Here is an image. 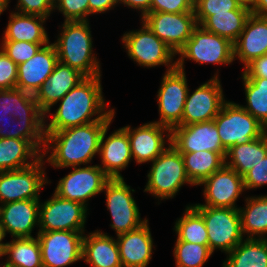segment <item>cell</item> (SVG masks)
<instances>
[{
    "instance_id": "obj_41",
    "label": "cell",
    "mask_w": 267,
    "mask_h": 267,
    "mask_svg": "<svg viewBox=\"0 0 267 267\" xmlns=\"http://www.w3.org/2000/svg\"><path fill=\"white\" fill-rule=\"evenodd\" d=\"M48 43H30L26 41L2 40L1 49L17 65L26 62L33 57L36 52Z\"/></svg>"
},
{
    "instance_id": "obj_4",
    "label": "cell",
    "mask_w": 267,
    "mask_h": 267,
    "mask_svg": "<svg viewBox=\"0 0 267 267\" xmlns=\"http://www.w3.org/2000/svg\"><path fill=\"white\" fill-rule=\"evenodd\" d=\"M167 145L152 161L144 189L160 201L175 197L185 183L194 186L187 177L181 153L171 143Z\"/></svg>"
},
{
    "instance_id": "obj_51",
    "label": "cell",
    "mask_w": 267,
    "mask_h": 267,
    "mask_svg": "<svg viewBox=\"0 0 267 267\" xmlns=\"http://www.w3.org/2000/svg\"><path fill=\"white\" fill-rule=\"evenodd\" d=\"M241 7L247 8L250 11L253 9L256 0H235Z\"/></svg>"
},
{
    "instance_id": "obj_47",
    "label": "cell",
    "mask_w": 267,
    "mask_h": 267,
    "mask_svg": "<svg viewBox=\"0 0 267 267\" xmlns=\"http://www.w3.org/2000/svg\"><path fill=\"white\" fill-rule=\"evenodd\" d=\"M245 77H262L267 79V54L253 59L244 67Z\"/></svg>"
},
{
    "instance_id": "obj_44",
    "label": "cell",
    "mask_w": 267,
    "mask_h": 267,
    "mask_svg": "<svg viewBox=\"0 0 267 267\" xmlns=\"http://www.w3.org/2000/svg\"><path fill=\"white\" fill-rule=\"evenodd\" d=\"M8 0V6L9 2ZM15 9L18 13L39 15L48 18L54 9V0H18Z\"/></svg>"
},
{
    "instance_id": "obj_19",
    "label": "cell",
    "mask_w": 267,
    "mask_h": 267,
    "mask_svg": "<svg viewBox=\"0 0 267 267\" xmlns=\"http://www.w3.org/2000/svg\"><path fill=\"white\" fill-rule=\"evenodd\" d=\"M122 128L128 134L132 157L137 164L152 162L167 148L166 142L171 143V129L156 122L134 129L130 125Z\"/></svg>"
},
{
    "instance_id": "obj_12",
    "label": "cell",
    "mask_w": 267,
    "mask_h": 267,
    "mask_svg": "<svg viewBox=\"0 0 267 267\" xmlns=\"http://www.w3.org/2000/svg\"><path fill=\"white\" fill-rule=\"evenodd\" d=\"M85 232L38 231L43 267H66L82 260V240Z\"/></svg>"
},
{
    "instance_id": "obj_5",
    "label": "cell",
    "mask_w": 267,
    "mask_h": 267,
    "mask_svg": "<svg viewBox=\"0 0 267 267\" xmlns=\"http://www.w3.org/2000/svg\"><path fill=\"white\" fill-rule=\"evenodd\" d=\"M213 120L227 151L234 145L246 144L267 132L264 125L234 101H226Z\"/></svg>"
},
{
    "instance_id": "obj_10",
    "label": "cell",
    "mask_w": 267,
    "mask_h": 267,
    "mask_svg": "<svg viewBox=\"0 0 267 267\" xmlns=\"http://www.w3.org/2000/svg\"><path fill=\"white\" fill-rule=\"evenodd\" d=\"M44 158L28 167L0 172V204L40 199V190L51 183L46 177Z\"/></svg>"
},
{
    "instance_id": "obj_30",
    "label": "cell",
    "mask_w": 267,
    "mask_h": 267,
    "mask_svg": "<svg viewBox=\"0 0 267 267\" xmlns=\"http://www.w3.org/2000/svg\"><path fill=\"white\" fill-rule=\"evenodd\" d=\"M267 155V132L246 144L234 145L226 153L225 165L244 176ZM230 161H229V160Z\"/></svg>"
},
{
    "instance_id": "obj_37",
    "label": "cell",
    "mask_w": 267,
    "mask_h": 267,
    "mask_svg": "<svg viewBox=\"0 0 267 267\" xmlns=\"http://www.w3.org/2000/svg\"><path fill=\"white\" fill-rule=\"evenodd\" d=\"M242 80L247 104L240 106L267 128V79L242 74Z\"/></svg>"
},
{
    "instance_id": "obj_6",
    "label": "cell",
    "mask_w": 267,
    "mask_h": 267,
    "mask_svg": "<svg viewBox=\"0 0 267 267\" xmlns=\"http://www.w3.org/2000/svg\"><path fill=\"white\" fill-rule=\"evenodd\" d=\"M180 57L176 60L177 68L184 71V60L190 59L203 64H226L234 61L233 43L215 33L206 31L197 25L185 46L177 53Z\"/></svg>"
},
{
    "instance_id": "obj_18",
    "label": "cell",
    "mask_w": 267,
    "mask_h": 267,
    "mask_svg": "<svg viewBox=\"0 0 267 267\" xmlns=\"http://www.w3.org/2000/svg\"><path fill=\"white\" fill-rule=\"evenodd\" d=\"M171 144L180 153L211 151L227 153L223 147L214 120L191 125H177L171 129Z\"/></svg>"
},
{
    "instance_id": "obj_14",
    "label": "cell",
    "mask_w": 267,
    "mask_h": 267,
    "mask_svg": "<svg viewBox=\"0 0 267 267\" xmlns=\"http://www.w3.org/2000/svg\"><path fill=\"white\" fill-rule=\"evenodd\" d=\"M188 89L185 71L177 67L166 71L157 92L160 119L154 122L170 129L179 125L182 121Z\"/></svg>"
},
{
    "instance_id": "obj_42",
    "label": "cell",
    "mask_w": 267,
    "mask_h": 267,
    "mask_svg": "<svg viewBox=\"0 0 267 267\" xmlns=\"http://www.w3.org/2000/svg\"><path fill=\"white\" fill-rule=\"evenodd\" d=\"M64 16V21H88L89 0H54V9Z\"/></svg>"
},
{
    "instance_id": "obj_17",
    "label": "cell",
    "mask_w": 267,
    "mask_h": 267,
    "mask_svg": "<svg viewBox=\"0 0 267 267\" xmlns=\"http://www.w3.org/2000/svg\"><path fill=\"white\" fill-rule=\"evenodd\" d=\"M201 185H204L205 204L198 203L192 206L238 209L236 201L245 190L243 177L226 165L215 171Z\"/></svg>"
},
{
    "instance_id": "obj_33",
    "label": "cell",
    "mask_w": 267,
    "mask_h": 267,
    "mask_svg": "<svg viewBox=\"0 0 267 267\" xmlns=\"http://www.w3.org/2000/svg\"><path fill=\"white\" fill-rule=\"evenodd\" d=\"M8 255L5 267H43L41 246L37 237L13 238L4 243L2 256Z\"/></svg>"
},
{
    "instance_id": "obj_39",
    "label": "cell",
    "mask_w": 267,
    "mask_h": 267,
    "mask_svg": "<svg viewBox=\"0 0 267 267\" xmlns=\"http://www.w3.org/2000/svg\"><path fill=\"white\" fill-rule=\"evenodd\" d=\"M173 254L176 267H203L213 253L209 245L176 241Z\"/></svg>"
},
{
    "instance_id": "obj_13",
    "label": "cell",
    "mask_w": 267,
    "mask_h": 267,
    "mask_svg": "<svg viewBox=\"0 0 267 267\" xmlns=\"http://www.w3.org/2000/svg\"><path fill=\"white\" fill-rule=\"evenodd\" d=\"M72 168L69 174L59 180L54 193L87 207L89 199L103 192L111 178L97 164Z\"/></svg>"
},
{
    "instance_id": "obj_16",
    "label": "cell",
    "mask_w": 267,
    "mask_h": 267,
    "mask_svg": "<svg viewBox=\"0 0 267 267\" xmlns=\"http://www.w3.org/2000/svg\"><path fill=\"white\" fill-rule=\"evenodd\" d=\"M141 21L146 23L152 32L167 44L176 55L185 46L193 29L197 26L194 12L147 13Z\"/></svg>"
},
{
    "instance_id": "obj_52",
    "label": "cell",
    "mask_w": 267,
    "mask_h": 267,
    "mask_svg": "<svg viewBox=\"0 0 267 267\" xmlns=\"http://www.w3.org/2000/svg\"><path fill=\"white\" fill-rule=\"evenodd\" d=\"M8 0H0V15L7 9Z\"/></svg>"
},
{
    "instance_id": "obj_29",
    "label": "cell",
    "mask_w": 267,
    "mask_h": 267,
    "mask_svg": "<svg viewBox=\"0 0 267 267\" xmlns=\"http://www.w3.org/2000/svg\"><path fill=\"white\" fill-rule=\"evenodd\" d=\"M41 157L42 153L29 140L0 138V172L28 167Z\"/></svg>"
},
{
    "instance_id": "obj_28",
    "label": "cell",
    "mask_w": 267,
    "mask_h": 267,
    "mask_svg": "<svg viewBox=\"0 0 267 267\" xmlns=\"http://www.w3.org/2000/svg\"><path fill=\"white\" fill-rule=\"evenodd\" d=\"M0 125L4 126H0V138L29 140L43 153L46 137L45 119H14L10 113L0 111ZM7 127L10 128L8 129Z\"/></svg>"
},
{
    "instance_id": "obj_11",
    "label": "cell",
    "mask_w": 267,
    "mask_h": 267,
    "mask_svg": "<svg viewBox=\"0 0 267 267\" xmlns=\"http://www.w3.org/2000/svg\"><path fill=\"white\" fill-rule=\"evenodd\" d=\"M88 207L81 203L63 199L53 194L49 200L40 202L39 231L85 232Z\"/></svg>"
},
{
    "instance_id": "obj_7",
    "label": "cell",
    "mask_w": 267,
    "mask_h": 267,
    "mask_svg": "<svg viewBox=\"0 0 267 267\" xmlns=\"http://www.w3.org/2000/svg\"><path fill=\"white\" fill-rule=\"evenodd\" d=\"M139 30L125 32L121 38L129 58L144 67L165 65L167 72L177 67L176 53L142 21ZM174 61V62H173Z\"/></svg>"
},
{
    "instance_id": "obj_21",
    "label": "cell",
    "mask_w": 267,
    "mask_h": 267,
    "mask_svg": "<svg viewBox=\"0 0 267 267\" xmlns=\"http://www.w3.org/2000/svg\"><path fill=\"white\" fill-rule=\"evenodd\" d=\"M85 78L80 71L58 61L51 75L34 94L39 109L44 114L51 112V107Z\"/></svg>"
},
{
    "instance_id": "obj_36",
    "label": "cell",
    "mask_w": 267,
    "mask_h": 267,
    "mask_svg": "<svg viewBox=\"0 0 267 267\" xmlns=\"http://www.w3.org/2000/svg\"><path fill=\"white\" fill-rule=\"evenodd\" d=\"M250 10H232L228 13H215L210 15L201 26L211 33L228 39L235 43L244 29Z\"/></svg>"
},
{
    "instance_id": "obj_3",
    "label": "cell",
    "mask_w": 267,
    "mask_h": 267,
    "mask_svg": "<svg viewBox=\"0 0 267 267\" xmlns=\"http://www.w3.org/2000/svg\"><path fill=\"white\" fill-rule=\"evenodd\" d=\"M88 21H64L54 46L58 61L80 71L86 77L100 76L99 60L93 53Z\"/></svg>"
},
{
    "instance_id": "obj_1",
    "label": "cell",
    "mask_w": 267,
    "mask_h": 267,
    "mask_svg": "<svg viewBox=\"0 0 267 267\" xmlns=\"http://www.w3.org/2000/svg\"><path fill=\"white\" fill-rule=\"evenodd\" d=\"M100 79L101 75L86 77L60 100L55 113L47 112L45 121L47 117H51L49 124L45 123V132L60 131L102 119H113L115 110L106 109L109 105L103 98Z\"/></svg>"
},
{
    "instance_id": "obj_46",
    "label": "cell",
    "mask_w": 267,
    "mask_h": 267,
    "mask_svg": "<svg viewBox=\"0 0 267 267\" xmlns=\"http://www.w3.org/2000/svg\"><path fill=\"white\" fill-rule=\"evenodd\" d=\"M243 181L245 191L267 184V155L243 176Z\"/></svg>"
},
{
    "instance_id": "obj_48",
    "label": "cell",
    "mask_w": 267,
    "mask_h": 267,
    "mask_svg": "<svg viewBox=\"0 0 267 267\" xmlns=\"http://www.w3.org/2000/svg\"><path fill=\"white\" fill-rule=\"evenodd\" d=\"M117 4H119V0H89V15L105 13L112 10Z\"/></svg>"
},
{
    "instance_id": "obj_24",
    "label": "cell",
    "mask_w": 267,
    "mask_h": 267,
    "mask_svg": "<svg viewBox=\"0 0 267 267\" xmlns=\"http://www.w3.org/2000/svg\"><path fill=\"white\" fill-rule=\"evenodd\" d=\"M234 61L244 67L253 59L267 54V17L251 14L237 41L233 44Z\"/></svg>"
},
{
    "instance_id": "obj_43",
    "label": "cell",
    "mask_w": 267,
    "mask_h": 267,
    "mask_svg": "<svg viewBox=\"0 0 267 267\" xmlns=\"http://www.w3.org/2000/svg\"><path fill=\"white\" fill-rule=\"evenodd\" d=\"M18 65L0 48V90L17 87Z\"/></svg>"
},
{
    "instance_id": "obj_26",
    "label": "cell",
    "mask_w": 267,
    "mask_h": 267,
    "mask_svg": "<svg viewBox=\"0 0 267 267\" xmlns=\"http://www.w3.org/2000/svg\"><path fill=\"white\" fill-rule=\"evenodd\" d=\"M82 260L91 267H123L116 239L100 230L84 234Z\"/></svg>"
},
{
    "instance_id": "obj_35",
    "label": "cell",
    "mask_w": 267,
    "mask_h": 267,
    "mask_svg": "<svg viewBox=\"0 0 267 267\" xmlns=\"http://www.w3.org/2000/svg\"><path fill=\"white\" fill-rule=\"evenodd\" d=\"M0 111L10 113L14 119H45L34 95L18 88L0 90Z\"/></svg>"
},
{
    "instance_id": "obj_22",
    "label": "cell",
    "mask_w": 267,
    "mask_h": 267,
    "mask_svg": "<svg viewBox=\"0 0 267 267\" xmlns=\"http://www.w3.org/2000/svg\"><path fill=\"white\" fill-rule=\"evenodd\" d=\"M57 62L54 44L49 42L42 46L33 57L18 65L16 88L34 95L51 75Z\"/></svg>"
},
{
    "instance_id": "obj_23",
    "label": "cell",
    "mask_w": 267,
    "mask_h": 267,
    "mask_svg": "<svg viewBox=\"0 0 267 267\" xmlns=\"http://www.w3.org/2000/svg\"><path fill=\"white\" fill-rule=\"evenodd\" d=\"M109 125L105 127L100 139L98 155L101 158L100 166L103 171L111 178H123L120 171L128 167L133 159L128 134L123 128L115 130L108 137Z\"/></svg>"
},
{
    "instance_id": "obj_15",
    "label": "cell",
    "mask_w": 267,
    "mask_h": 267,
    "mask_svg": "<svg viewBox=\"0 0 267 267\" xmlns=\"http://www.w3.org/2000/svg\"><path fill=\"white\" fill-rule=\"evenodd\" d=\"M214 74L207 82L201 84L190 94L188 89L182 121L179 125L186 126L213 120L227 101L224 99L219 76Z\"/></svg>"
},
{
    "instance_id": "obj_2",
    "label": "cell",
    "mask_w": 267,
    "mask_h": 267,
    "mask_svg": "<svg viewBox=\"0 0 267 267\" xmlns=\"http://www.w3.org/2000/svg\"><path fill=\"white\" fill-rule=\"evenodd\" d=\"M113 119H102L81 126L55 132H45V146L42 157L52 150L44 161L55 168L78 167L91 163L98 154L100 139L105 127Z\"/></svg>"
},
{
    "instance_id": "obj_53",
    "label": "cell",
    "mask_w": 267,
    "mask_h": 267,
    "mask_svg": "<svg viewBox=\"0 0 267 267\" xmlns=\"http://www.w3.org/2000/svg\"><path fill=\"white\" fill-rule=\"evenodd\" d=\"M2 240H4V237L0 228V256L3 254V247H4V243L2 242Z\"/></svg>"
},
{
    "instance_id": "obj_49",
    "label": "cell",
    "mask_w": 267,
    "mask_h": 267,
    "mask_svg": "<svg viewBox=\"0 0 267 267\" xmlns=\"http://www.w3.org/2000/svg\"><path fill=\"white\" fill-rule=\"evenodd\" d=\"M151 2L152 0H119V4L141 11V19L151 13Z\"/></svg>"
},
{
    "instance_id": "obj_45",
    "label": "cell",
    "mask_w": 267,
    "mask_h": 267,
    "mask_svg": "<svg viewBox=\"0 0 267 267\" xmlns=\"http://www.w3.org/2000/svg\"><path fill=\"white\" fill-rule=\"evenodd\" d=\"M186 13L194 12V0H152L151 13Z\"/></svg>"
},
{
    "instance_id": "obj_40",
    "label": "cell",
    "mask_w": 267,
    "mask_h": 267,
    "mask_svg": "<svg viewBox=\"0 0 267 267\" xmlns=\"http://www.w3.org/2000/svg\"><path fill=\"white\" fill-rule=\"evenodd\" d=\"M232 10H249L235 0H194V13L197 25H201L210 15L228 13Z\"/></svg>"
},
{
    "instance_id": "obj_8",
    "label": "cell",
    "mask_w": 267,
    "mask_h": 267,
    "mask_svg": "<svg viewBox=\"0 0 267 267\" xmlns=\"http://www.w3.org/2000/svg\"><path fill=\"white\" fill-rule=\"evenodd\" d=\"M203 217L212 253L216 249L231 252L244 238L239 209L193 206Z\"/></svg>"
},
{
    "instance_id": "obj_34",
    "label": "cell",
    "mask_w": 267,
    "mask_h": 267,
    "mask_svg": "<svg viewBox=\"0 0 267 267\" xmlns=\"http://www.w3.org/2000/svg\"><path fill=\"white\" fill-rule=\"evenodd\" d=\"M222 267H267V238H245L223 261Z\"/></svg>"
},
{
    "instance_id": "obj_9",
    "label": "cell",
    "mask_w": 267,
    "mask_h": 267,
    "mask_svg": "<svg viewBox=\"0 0 267 267\" xmlns=\"http://www.w3.org/2000/svg\"><path fill=\"white\" fill-rule=\"evenodd\" d=\"M103 192L106 194V205L111 214L110 226L117 236L136 230L148 221L147 218L141 219L136 200L131 193L135 190L126 184L124 178L110 179Z\"/></svg>"
},
{
    "instance_id": "obj_20",
    "label": "cell",
    "mask_w": 267,
    "mask_h": 267,
    "mask_svg": "<svg viewBox=\"0 0 267 267\" xmlns=\"http://www.w3.org/2000/svg\"><path fill=\"white\" fill-rule=\"evenodd\" d=\"M40 199H27L0 205V228L5 238H32L33 228L39 226Z\"/></svg>"
},
{
    "instance_id": "obj_32",
    "label": "cell",
    "mask_w": 267,
    "mask_h": 267,
    "mask_svg": "<svg viewBox=\"0 0 267 267\" xmlns=\"http://www.w3.org/2000/svg\"><path fill=\"white\" fill-rule=\"evenodd\" d=\"M246 207L238 208L242 234L246 238L265 239L267 234V196H251L245 199Z\"/></svg>"
},
{
    "instance_id": "obj_50",
    "label": "cell",
    "mask_w": 267,
    "mask_h": 267,
    "mask_svg": "<svg viewBox=\"0 0 267 267\" xmlns=\"http://www.w3.org/2000/svg\"><path fill=\"white\" fill-rule=\"evenodd\" d=\"M251 14L267 17V0H256Z\"/></svg>"
},
{
    "instance_id": "obj_25",
    "label": "cell",
    "mask_w": 267,
    "mask_h": 267,
    "mask_svg": "<svg viewBox=\"0 0 267 267\" xmlns=\"http://www.w3.org/2000/svg\"><path fill=\"white\" fill-rule=\"evenodd\" d=\"M123 267H147L152 259L153 239L148 221L116 238Z\"/></svg>"
},
{
    "instance_id": "obj_38",
    "label": "cell",
    "mask_w": 267,
    "mask_h": 267,
    "mask_svg": "<svg viewBox=\"0 0 267 267\" xmlns=\"http://www.w3.org/2000/svg\"><path fill=\"white\" fill-rule=\"evenodd\" d=\"M173 230L177 235L176 241L208 245L204 219L192 204L186 206L183 216L176 220Z\"/></svg>"
},
{
    "instance_id": "obj_27",
    "label": "cell",
    "mask_w": 267,
    "mask_h": 267,
    "mask_svg": "<svg viewBox=\"0 0 267 267\" xmlns=\"http://www.w3.org/2000/svg\"><path fill=\"white\" fill-rule=\"evenodd\" d=\"M47 18L39 15L10 13L2 40L26 41L30 43H49L44 23Z\"/></svg>"
},
{
    "instance_id": "obj_31",
    "label": "cell",
    "mask_w": 267,
    "mask_h": 267,
    "mask_svg": "<svg viewBox=\"0 0 267 267\" xmlns=\"http://www.w3.org/2000/svg\"><path fill=\"white\" fill-rule=\"evenodd\" d=\"M190 182L199 186L205 179L225 165L226 153L196 151L181 153Z\"/></svg>"
}]
</instances>
